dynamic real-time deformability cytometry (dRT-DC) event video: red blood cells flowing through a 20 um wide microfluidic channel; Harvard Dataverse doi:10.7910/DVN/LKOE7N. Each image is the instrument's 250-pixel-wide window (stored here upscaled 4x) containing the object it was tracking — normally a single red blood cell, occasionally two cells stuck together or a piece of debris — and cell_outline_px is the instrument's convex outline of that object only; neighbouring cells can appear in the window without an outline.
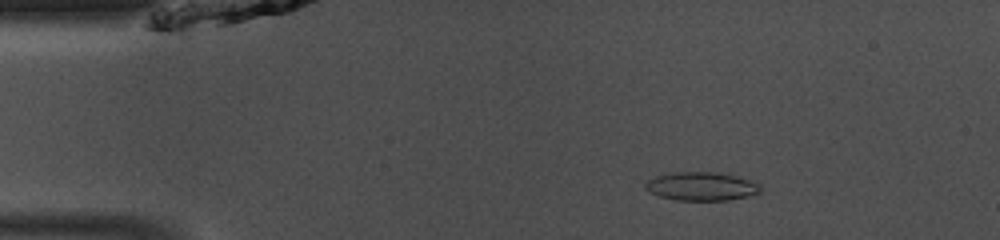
{"species": "common noctule bat (a hibernating species)", "species_latin": "Nyctalus noctula", "temperature_condition": "room temperature", "stored_images_in_passage": 41, "camera_frame_rate_fps": 3000, "um_per_image_px": 0.085, "animal": {"sex": "male", "body_mass_g": 13.0, "forearm_length_mm": 53.1}, "frame": {"image": 1, "passage_image": 1, "time_ms": 0.0, "image_size_px": [1000, 240], "cell_outline_px": [[760, 192], [748, 196], [728, 200], [676, 200], [660, 196], [644, 188], [644, 184], [648, 180], [656, 176], [672, 172], [716, 172], [748, 180], [760, 184]], "centroid_in_image_um": [59.59, 15.84], "position_along_channel_um": 25.4, "area_um2": 18.84}}
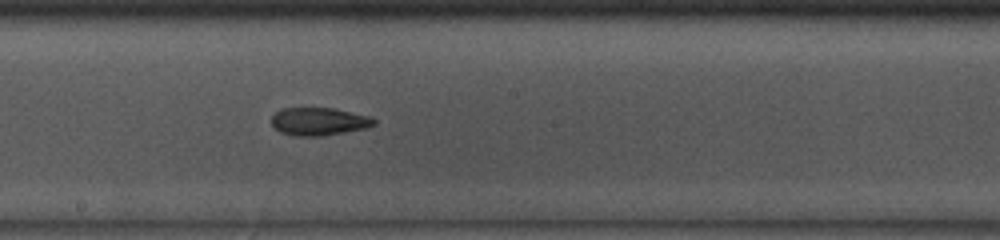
{"frame": {"image": 2, "passage_image": 19, "time_ms": 6.0, "image_size_px": [1000, 240], "cell_outline_px": [[376, 124], [368, 128], [320, 136], [296, 136], [280, 132], [272, 124], [272, 116], [280, 108], [332, 108], [372, 116], [376, 120]], "centroid_in_image_um": [27.14, 10.32], "position_along_channel_um": 221.1, "area_um2": 16.7}}
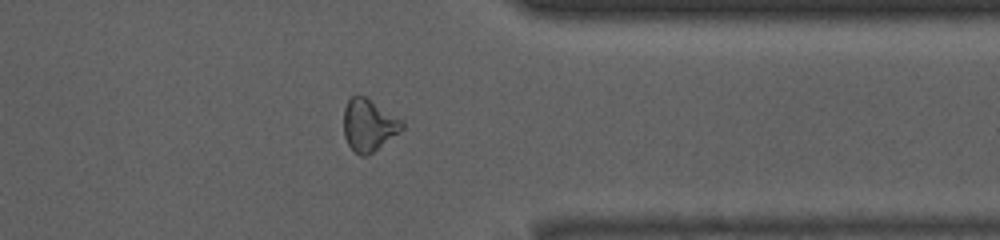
{"frame": {"image": 3, "passage_image": 31, "time_ms": 10.0, "image_size_px": [1000, 240], "cell_outline_px": [[404, 128], [400, 132], [372, 152], [364, 156], [360, 156], [348, 144], [344, 136], [344, 108], [348, 100], [352, 96], [364, 96], [404, 120]], "centroid_in_image_um": [31.36, 10.62], "position_along_channel_um": 380.0, "area_um2": 17.57}, "authors_computed_cell_mechanics": {"area_um2": 17.4556, "velocity_mm_per_s": 4.1431, "shape_relaxation_time_tau1_ms": null, "shape_relaxation_time_tau2_ms": 5.928, "deformation_change_tau1": null, "deformation_change_tau2": 0.1467}}